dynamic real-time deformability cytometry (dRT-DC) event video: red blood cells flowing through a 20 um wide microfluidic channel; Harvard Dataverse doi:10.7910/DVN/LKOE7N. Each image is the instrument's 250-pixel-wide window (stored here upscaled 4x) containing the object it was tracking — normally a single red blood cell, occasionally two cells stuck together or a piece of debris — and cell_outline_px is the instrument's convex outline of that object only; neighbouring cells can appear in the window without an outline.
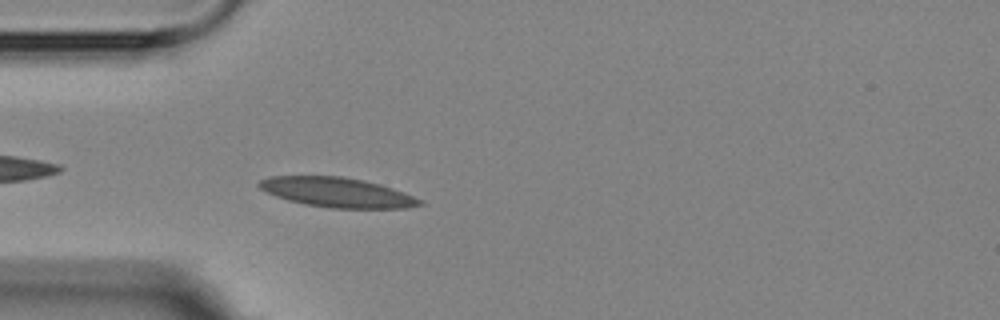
{"species": "Egyptian fruit bat (a non-hibernating species)", "species_latin": "Rousettus aegyptiacus", "temperature_condition": "room temperature", "stored_images_in_passage": 3, "camera_frame_rate_fps": 3000, "um_per_image_px": 0.085, "animal": {"sex": "female"}, "frame": {"image": 1, "passage_image": 3, "time_ms": 3.333, "image_size_px": [1000, 320], "cell_outline_px": [[424, 204], [404, 208], [328, 208], [304, 204], [288, 200], [276, 196], [260, 188], [256, 184], [260, 180], [268, 176], [340, 176], [364, 180], [380, 184], [392, 188], [412, 196], [420, 200]], "centroid_in_image_um": [28.61, 16.35], "position_along_channel_um": 56.4, "area_um2": 27.63}}